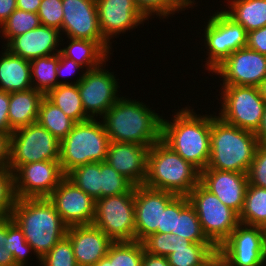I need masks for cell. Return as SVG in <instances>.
<instances>
[{
  "mask_svg": "<svg viewBox=\"0 0 266 266\" xmlns=\"http://www.w3.org/2000/svg\"><path fill=\"white\" fill-rule=\"evenodd\" d=\"M140 101L120 97L102 117L110 142L151 147L161 139L162 119Z\"/></svg>",
  "mask_w": 266,
  "mask_h": 266,
  "instance_id": "1",
  "label": "cell"
},
{
  "mask_svg": "<svg viewBox=\"0 0 266 266\" xmlns=\"http://www.w3.org/2000/svg\"><path fill=\"white\" fill-rule=\"evenodd\" d=\"M173 119H162L161 140L201 172L210 158L212 115H197L185 107Z\"/></svg>",
  "mask_w": 266,
  "mask_h": 266,
  "instance_id": "2",
  "label": "cell"
},
{
  "mask_svg": "<svg viewBox=\"0 0 266 266\" xmlns=\"http://www.w3.org/2000/svg\"><path fill=\"white\" fill-rule=\"evenodd\" d=\"M11 218L22 229L39 261L66 235L68 228L48 198H16Z\"/></svg>",
  "mask_w": 266,
  "mask_h": 266,
  "instance_id": "3",
  "label": "cell"
},
{
  "mask_svg": "<svg viewBox=\"0 0 266 266\" xmlns=\"http://www.w3.org/2000/svg\"><path fill=\"white\" fill-rule=\"evenodd\" d=\"M258 146L254 132L232 126L215 115L211 123L210 158L205 169L247 174Z\"/></svg>",
  "mask_w": 266,
  "mask_h": 266,
  "instance_id": "4",
  "label": "cell"
},
{
  "mask_svg": "<svg viewBox=\"0 0 266 266\" xmlns=\"http://www.w3.org/2000/svg\"><path fill=\"white\" fill-rule=\"evenodd\" d=\"M199 183L200 171L161 139L149 148L145 186L187 196Z\"/></svg>",
  "mask_w": 266,
  "mask_h": 266,
  "instance_id": "5",
  "label": "cell"
},
{
  "mask_svg": "<svg viewBox=\"0 0 266 266\" xmlns=\"http://www.w3.org/2000/svg\"><path fill=\"white\" fill-rule=\"evenodd\" d=\"M110 140L103 122L96 118L77 122L60 142V166L66 176L84 164L104 162Z\"/></svg>",
  "mask_w": 266,
  "mask_h": 266,
  "instance_id": "6",
  "label": "cell"
},
{
  "mask_svg": "<svg viewBox=\"0 0 266 266\" xmlns=\"http://www.w3.org/2000/svg\"><path fill=\"white\" fill-rule=\"evenodd\" d=\"M59 158L60 141L38 122L16 129L10 135L8 168L12 172L21 165L59 161Z\"/></svg>",
  "mask_w": 266,
  "mask_h": 266,
  "instance_id": "7",
  "label": "cell"
},
{
  "mask_svg": "<svg viewBox=\"0 0 266 266\" xmlns=\"http://www.w3.org/2000/svg\"><path fill=\"white\" fill-rule=\"evenodd\" d=\"M187 197L197 213L204 234L218 248L240 224L239 215L201 183Z\"/></svg>",
  "mask_w": 266,
  "mask_h": 266,
  "instance_id": "8",
  "label": "cell"
},
{
  "mask_svg": "<svg viewBox=\"0 0 266 266\" xmlns=\"http://www.w3.org/2000/svg\"><path fill=\"white\" fill-rule=\"evenodd\" d=\"M92 225L113 242L135 241L134 187L127 193L95 200Z\"/></svg>",
  "mask_w": 266,
  "mask_h": 266,
  "instance_id": "9",
  "label": "cell"
},
{
  "mask_svg": "<svg viewBox=\"0 0 266 266\" xmlns=\"http://www.w3.org/2000/svg\"><path fill=\"white\" fill-rule=\"evenodd\" d=\"M219 118L240 129L255 132L260 125L266 102L259 87L222 85Z\"/></svg>",
  "mask_w": 266,
  "mask_h": 266,
  "instance_id": "10",
  "label": "cell"
},
{
  "mask_svg": "<svg viewBox=\"0 0 266 266\" xmlns=\"http://www.w3.org/2000/svg\"><path fill=\"white\" fill-rule=\"evenodd\" d=\"M205 47L208 49L205 68L212 72L234 51L247 45V31L231 19L224 10L215 12L205 27Z\"/></svg>",
  "mask_w": 266,
  "mask_h": 266,
  "instance_id": "11",
  "label": "cell"
},
{
  "mask_svg": "<svg viewBox=\"0 0 266 266\" xmlns=\"http://www.w3.org/2000/svg\"><path fill=\"white\" fill-rule=\"evenodd\" d=\"M264 234L263 227L240 223L218 247V260L224 266H263Z\"/></svg>",
  "mask_w": 266,
  "mask_h": 266,
  "instance_id": "12",
  "label": "cell"
},
{
  "mask_svg": "<svg viewBox=\"0 0 266 266\" xmlns=\"http://www.w3.org/2000/svg\"><path fill=\"white\" fill-rule=\"evenodd\" d=\"M102 67L103 65L83 72L74 82L78 85L85 114L90 119H94L95 115L103 117L119 99L118 79H115L114 73Z\"/></svg>",
  "mask_w": 266,
  "mask_h": 266,
  "instance_id": "13",
  "label": "cell"
},
{
  "mask_svg": "<svg viewBox=\"0 0 266 266\" xmlns=\"http://www.w3.org/2000/svg\"><path fill=\"white\" fill-rule=\"evenodd\" d=\"M65 177L59 161L32 162L13 172L16 198H48Z\"/></svg>",
  "mask_w": 266,
  "mask_h": 266,
  "instance_id": "14",
  "label": "cell"
},
{
  "mask_svg": "<svg viewBox=\"0 0 266 266\" xmlns=\"http://www.w3.org/2000/svg\"><path fill=\"white\" fill-rule=\"evenodd\" d=\"M176 196L145 185L134 186L135 241L142 242L151 234L162 233V210Z\"/></svg>",
  "mask_w": 266,
  "mask_h": 266,
  "instance_id": "15",
  "label": "cell"
},
{
  "mask_svg": "<svg viewBox=\"0 0 266 266\" xmlns=\"http://www.w3.org/2000/svg\"><path fill=\"white\" fill-rule=\"evenodd\" d=\"M212 73L223 77V85L259 87L266 78V55L247 47L234 51Z\"/></svg>",
  "mask_w": 266,
  "mask_h": 266,
  "instance_id": "16",
  "label": "cell"
},
{
  "mask_svg": "<svg viewBox=\"0 0 266 266\" xmlns=\"http://www.w3.org/2000/svg\"><path fill=\"white\" fill-rule=\"evenodd\" d=\"M48 199L68 227L92 224L95 215V200L66 176Z\"/></svg>",
  "mask_w": 266,
  "mask_h": 266,
  "instance_id": "17",
  "label": "cell"
},
{
  "mask_svg": "<svg viewBox=\"0 0 266 266\" xmlns=\"http://www.w3.org/2000/svg\"><path fill=\"white\" fill-rule=\"evenodd\" d=\"M61 32L68 38L106 41L99 27L95 0H62Z\"/></svg>",
  "mask_w": 266,
  "mask_h": 266,
  "instance_id": "18",
  "label": "cell"
},
{
  "mask_svg": "<svg viewBox=\"0 0 266 266\" xmlns=\"http://www.w3.org/2000/svg\"><path fill=\"white\" fill-rule=\"evenodd\" d=\"M95 2L99 27L103 38L109 44L114 35L134 29L147 20L133 0H95Z\"/></svg>",
  "mask_w": 266,
  "mask_h": 266,
  "instance_id": "19",
  "label": "cell"
},
{
  "mask_svg": "<svg viewBox=\"0 0 266 266\" xmlns=\"http://www.w3.org/2000/svg\"><path fill=\"white\" fill-rule=\"evenodd\" d=\"M200 183L227 207L238 215L241 213L249 184L246 173L204 169L200 172Z\"/></svg>",
  "mask_w": 266,
  "mask_h": 266,
  "instance_id": "20",
  "label": "cell"
},
{
  "mask_svg": "<svg viewBox=\"0 0 266 266\" xmlns=\"http://www.w3.org/2000/svg\"><path fill=\"white\" fill-rule=\"evenodd\" d=\"M149 148L136 143L110 142L105 161L135 186L144 185Z\"/></svg>",
  "mask_w": 266,
  "mask_h": 266,
  "instance_id": "21",
  "label": "cell"
},
{
  "mask_svg": "<svg viewBox=\"0 0 266 266\" xmlns=\"http://www.w3.org/2000/svg\"><path fill=\"white\" fill-rule=\"evenodd\" d=\"M78 266H93L107 255L113 241L94 225L69 226L66 231Z\"/></svg>",
  "mask_w": 266,
  "mask_h": 266,
  "instance_id": "22",
  "label": "cell"
},
{
  "mask_svg": "<svg viewBox=\"0 0 266 266\" xmlns=\"http://www.w3.org/2000/svg\"><path fill=\"white\" fill-rule=\"evenodd\" d=\"M59 35H61L59 30L40 25L34 30L14 37L5 46V49L29 61L39 57L55 55L60 52L59 49H56L59 46V40L62 38Z\"/></svg>",
  "mask_w": 266,
  "mask_h": 266,
  "instance_id": "23",
  "label": "cell"
},
{
  "mask_svg": "<svg viewBox=\"0 0 266 266\" xmlns=\"http://www.w3.org/2000/svg\"><path fill=\"white\" fill-rule=\"evenodd\" d=\"M32 88L30 61L6 49L0 58V90L11 93Z\"/></svg>",
  "mask_w": 266,
  "mask_h": 266,
  "instance_id": "24",
  "label": "cell"
},
{
  "mask_svg": "<svg viewBox=\"0 0 266 266\" xmlns=\"http://www.w3.org/2000/svg\"><path fill=\"white\" fill-rule=\"evenodd\" d=\"M217 252L213 243H193L177 236L176 248L167 259L170 266H213L218 261Z\"/></svg>",
  "mask_w": 266,
  "mask_h": 266,
  "instance_id": "25",
  "label": "cell"
},
{
  "mask_svg": "<svg viewBox=\"0 0 266 266\" xmlns=\"http://www.w3.org/2000/svg\"><path fill=\"white\" fill-rule=\"evenodd\" d=\"M43 97L44 95L34 88L9 93L8 119L13 131L37 122Z\"/></svg>",
  "mask_w": 266,
  "mask_h": 266,
  "instance_id": "26",
  "label": "cell"
},
{
  "mask_svg": "<svg viewBox=\"0 0 266 266\" xmlns=\"http://www.w3.org/2000/svg\"><path fill=\"white\" fill-rule=\"evenodd\" d=\"M70 39L69 45L60 49V53L69 59L74 60L80 66L86 67L88 71L106 65L108 61V54L111 46L107 41H91L86 39ZM104 62V63H103Z\"/></svg>",
  "mask_w": 266,
  "mask_h": 266,
  "instance_id": "27",
  "label": "cell"
},
{
  "mask_svg": "<svg viewBox=\"0 0 266 266\" xmlns=\"http://www.w3.org/2000/svg\"><path fill=\"white\" fill-rule=\"evenodd\" d=\"M229 3V10L224 12L247 33L266 26V0H230Z\"/></svg>",
  "mask_w": 266,
  "mask_h": 266,
  "instance_id": "28",
  "label": "cell"
},
{
  "mask_svg": "<svg viewBox=\"0 0 266 266\" xmlns=\"http://www.w3.org/2000/svg\"><path fill=\"white\" fill-rule=\"evenodd\" d=\"M46 97L76 123L90 119L83 109L77 84H60Z\"/></svg>",
  "mask_w": 266,
  "mask_h": 266,
  "instance_id": "29",
  "label": "cell"
},
{
  "mask_svg": "<svg viewBox=\"0 0 266 266\" xmlns=\"http://www.w3.org/2000/svg\"><path fill=\"white\" fill-rule=\"evenodd\" d=\"M37 122L60 142L68 135L76 122L68 117L46 96L40 102Z\"/></svg>",
  "mask_w": 266,
  "mask_h": 266,
  "instance_id": "30",
  "label": "cell"
},
{
  "mask_svg": "<svg viewBox=\"0 0 266 266\" xmlns=\"http://www.w3.org/2000/svg\"><path fill=\"white\" fill-rule=\"evenodd\" d=\"M58 64L59 53L30 61L32 87L44 96L58 86L56 75Z\"/></svg>",
  "mask_w": 266,
  "mask_h": 266,
  "instance_id": "31",
  "label": "cell"
},
{
  "mask_svg": "<svg viewBox=\"0 0 266 266\" xmlns=\"http://www.w3.org/2000/svg\"><path fill=\"white\" fill-rule=\"evenodd\" d=\"M239 222L249 226L266 228V189L249 185L244 206L239 214Z\"/></svg>",
  "mask_w": 266,
  "mask_h": 266,
  "instance_id": "32",
  "label": "cell"
},
{
  "mask_svg": "<svg viewBox=\"0 0 266 266\" xmlns=\"http://www.w3.org/2000/svg\"><path fill=\"white\" fill-rule=\"evenodd\" d=\"M66 177L94 200L101 199L100 162L76 167Z\"/></svg>",
  "mask_w": 266,
  "mask_h": 266,
  "instance_id": "33",
  "label": "cell"
},
{
  "mask_svg": "<svg viewBox=\"0 0 266 266\" xmlns=\"http://www.w3.org/2000/svg\"><path fill=\"white\" fill-rule=\"evenodd\" d=\"M144 251L139 241L113 242L106 255L108 266H142Z\"/></svg>",
  "mask_w": 266,
  "mask_h": 266,
  "instance_id": "34",
  "label": "cell"
},
{
  "mask_svg": "<svg viewBox=\"0 0 266 266\" xmlns=\"http://www.w3.org/2000/svg\"><path fill=\"white\" fill-rule=\"evenodd\" d=\"M5 248L12 254L16 266H27L28 254L33 248L27 243L22 229L11 217L6 218Z\"/></svg>",
  "mask_w": 266,
  "mask_h": 266,
  "instance_id": "35",
  "label": "cell"
},
{
  "mask_svg": "<svg viewBox=\"0 0 266 266\" xmlns=\"http://www.w3.org/2000/svg\"><path fill=\"white\" fill-rule=\"evenodd\" d=\"M41 25L37 13L16 9L1 25L2 36L7 39L5 46L16 36L26 33Z\"/></svg>",
  "mask_w": 266,
  "mask_h": 266,
  "instance_id": "36",
  "label": "cell"
},
{
  "mask_svg": "<svg viewBox=\"0 0 266 266\" xmlns=\"http://www.w3.org/2000/svg\"><path fill=\"white\" fill-rule=\"evenodd\" d=\"M176 236H183L193 243H212L204 234L194 207L189 203L177 215Z\"/></svg>",
  "mask_w": 266,
  "mask_h": 266,
  "instance_id": "37",
  "label": "cell"
},
{
  "mask_svg": "<svg viewBox=\"0 0 266 266\" xmlns=\"http://www.w3.org/2000/svg\"><path fill=\"white\" fill-rule=\"evenodd\" d=\"M137 9L148 20L152 13L161 18L193 6L195 0H133ZM192 5V6H191Z\"/></svg>",
  "mask_w": 266,
  "mask_h": 266,
  "instance_id": "38",
  "label": "cell"
},
{
  "mask_svg": "<svg viewBox=\"0 0 266 266\" xmlns=\"http://www.w3.org/2000/svg\"><path fill=\"white\" fill-rule=\"evenodd\" d=\"M101 198L129 192L135 185L106 161L100 162Z\"/></svg>",
  "mask_w": 266,
  "mask_h": 266,
  "instance_id": "39",
  "label": "cell"
},
{
  "mask_svg": "<svg viewBox=\"0 0 266 266\" xmlns=\"http://www.w3.org/2000/svg\"><path fill=\"white\" fill-rule=\"evenodd\" d=\"M40 262L42 266H78L69 237L59 240Z\"/></svg>",
  "mask_w": 266,
  "mask_h": 266,
  "instance_id": "40",
  "label": "cell"
},
{
  "mask_svg": "<svg viewBox=\"0 0 266 266\" xmlns=\"http://www.w3.org/2000/svg\"><path fill=\"white\" fill-rule=\"evenodd\" d=\"M15 200L13 172L9 168L0 169V220L11 217Z\"/></svg>",
  "mask_w": 266,
  "mask_h": 266,
  "instance_id": "41",
  "label": "cell"
},
{
  "mask_svg": "<svg viewBox=\"0 0 266 266\" xmlns=\"http://www.w3.org/2000/svg\"><path fill=\"white\" fill-rule=\"evenodd\" d=\"M147 253L167 257L174 252L177 236L173 233H154L142 241Z\"/></svg>",
  "mask_w": 266,
  "mask_h": 266,
  "instance_id": "42",
  "label": "cell"
},
{
  "mask_svg": "<svg viewBox=\"0 0 266 266\" xmlns=\"http://www.w3.org/2000/svg\"><path fill=\"white\" fill-rule=\"evenodd\" d=\"M62 0H42L38 16L41 25L55 28L61 32L63 21Z\"/></svg>",
  "mask_w": 266,
  "mask_h": 266,
  "instance_id": "43",
  "label": "cell"
},
{
  "mask_svg": "<svg viewBox=\"0 0 266 266\" xmlns=\"http://www.w3.org/2000/svg\"><path fill=\"white\" fill-rule=\"evenodd\" d=\"M248 183L266 189V146L259 144L247 172Z\"/></svg>",
  "mask_w": 266,
  "mask_h": 266,
  "instance_id": "44",
  "label": "cell"
},
{
  "mask_svg": "<svg viewBox=\"0 0 266 266\" xmlns=\"http://www.w3.org/2000/svg\"><path fill=\"white\" fill-rule=\"evenodd\" d=\"M187 196H176L164 210H162V233L176 232L177 215L189 204Z\"/></svg>",
  "mask_w": 266,
  "mask_h": 266,
  "instance_id": "45",
  "label": "cell"
},
{
  "mask_svg": "<svg viewBox=\"0 0 266 266\" xmlns=\"http://www.w3.org/2000/svg\"><path fill=\"white\" fill-rule=\"evenodd\" d=\"M246 47L266 55V26L247 33Z\"/></svg>",
  "mask_w": 266,
  "mask_h": 266,
  "instance_id": "46",
  "label": "cell"
},
{
  "mask_svg": "<svg viewBox=\"0 0 266 266\" xmlns=\"http://www.w3.org/2000/svg\"><path fill=\"white\" fill-rule=\"evenodd\" d=\"M9 110V93L0 90V131L3 133L12 134L8 119Z\"/></svg>",
  "mask_w": 266,
  "mask_h": 266,
  "instance_id": "47",
  "label": "cell"
},
{
  "mask_svg": "<svg viewBox=\"0 0 266 266\" xmlns=\"http://www.w3.org/2000/svg\"><path fill=\"white\" fill-rule=\"evenodd\" d=\"M81 68H83V67L80 66L79 64H77L74 60L69 59L67 57H64L59 52V64H58L57 71H56V75H57V79H58V85H60V84H74L72 82L69 83L66 81H64V82L60 81L58 77H60V76L64 77L63 74H65V72H66V74H67V72H69L70 75L75 74L74 72H76L77 70H80ZM63 71H65V72H63Z\"/></svg>",
  "mask_w": 266,
  "mask_h": 266,
  "instance_id": "48",
  "label": "cell"
},
{
  "mask_svg": "<svg viewBox=\"0 0 266 266\" xmlns=\"http://www.w3.org/2000/svg\"><path fill=\"white\" fill-rule=\"evenodd\" d=\"M6 218L0 220V266H16L12 254L5 248Z\"/></svg>",
  "mask_w": 266,
  "mask_h": 266,
  "instance_id": "49",
  "label": "cell"
},
{
  "mask_svg": "<svg viewBox=\"0 0 266 266\" xmlns=\"http://www.w3.org/2000/svg\"><path fill=\"white\" fill-rule=\"evenodd\" d=\"M10 160V135L0 131V169L8 168Z\"/></svg>",
  "mask_w": 266,
  "mask_h": 266,
  "instance_id": "50",
  "label": "cell"
},
{
  "mask_svg": "<svg viewBox=\"0 0 266 266\" xmlns=\"http://www.w3.org/2000/svg\"><path fill=\"white\" fill-rule=\"evenodd\" d=\"M142 266H170L167 257L153 255L144 251Z\"/></svg>",
  "mask_w": 266,
  "mask_h": 266,
  "instance_id": "51",
  "label": "cell"
},
{
  "mask_svg": "<svg viewBox=\"0 0 266 266\" xmlns=\"http://www.w3.org/2000/svg\"><path fill=\"white\" fill-rule=\"evenodd\" d=\"M17 9L16 0H0V26Z\"/></svg>",
  "mask_w": 266,
  "mask_h": 266,
  "instance_id": "52",
  "label": "cell"
},
{
  "mask_svg": "<svg viewBox=\"0 0 266 266\" xmlns=\"http://www.w3.org/2000/svg\"><path fill=\"white\" fill-rule=\"evenodd\" d=\"M41 1L42 0H16L17 9L38 13Z\"/></svg>",
  "mask_w": 266,
  "mask_h": 266,
  "instance_id": "53",
  "label": "cell"
},
{
  "mask_svg": "<svg viewBox=\"0 0 266 266\" xmlns=\"http://www.w3.org/2000/svg\"><path fill=\"white\" fill-rule=\"evenodd\" d=\"M259 144L266 146V105L259 128L254 132Z\"/></svg>",
  "mask_w": 266,
  "mask_h": 266,
  "instance_id": "54",
  "label": "cell"
},
{
  "mask_svg": "<svg viewBox=\"0 0 266 266\" xmlns=\"http://www.w3.org/2000/svg\"><path fill=\"white\" fill-rule=\"evenodd\" d=\"M259 90H260V94H261L262 98L266 102V78L259 85Z\"/></svg>",
  "mask_w": 266,
  "mask_h": 266,
  "instance_id": "55",
  "label": "cell"
},
{
  "mask_svg": "<svg viewBox=\"0 0 266 266\" xmlns=\"http://www.w3.org/2000/svg\"><path fill=\"white\" fill-rule=\"evenodd\" d=\"M93 266H108V258L105 256L101 258L95 265Z\"/></svg>",
  "mask_w": 266,
  "mask_h": 266,
  "instance_id": "56",
  "label": "cell"
},
{
  "mask_svg": "<svg viewBox=\"0 0 266 266\" xmlns=\"http://www.w3.org/2000/svg\"><path fill=\"white\" fill-rule=\"evenodd\" d=\"M263 253H264V265L266 266V228H265V234H264Z\"/></svg>",
  "mask_w": 266,
  "mask_h": 266,
  "instance_id": "57",
  "label": "cell"
},
{
  "mask_svg": "<svg viewBox=\"0 0 266 266\" xmlns=\"http://www.w3.org/2000/svg\"><path fill=\"white\" fill-rule=\"evenodd\" d=\"M213 266H224L219 260Z\"/></svg>",
  "mask_w": 266,
  "mask_h": 266,
  "instance_id": "58",
  "label": "cell"
}]
</instances>
